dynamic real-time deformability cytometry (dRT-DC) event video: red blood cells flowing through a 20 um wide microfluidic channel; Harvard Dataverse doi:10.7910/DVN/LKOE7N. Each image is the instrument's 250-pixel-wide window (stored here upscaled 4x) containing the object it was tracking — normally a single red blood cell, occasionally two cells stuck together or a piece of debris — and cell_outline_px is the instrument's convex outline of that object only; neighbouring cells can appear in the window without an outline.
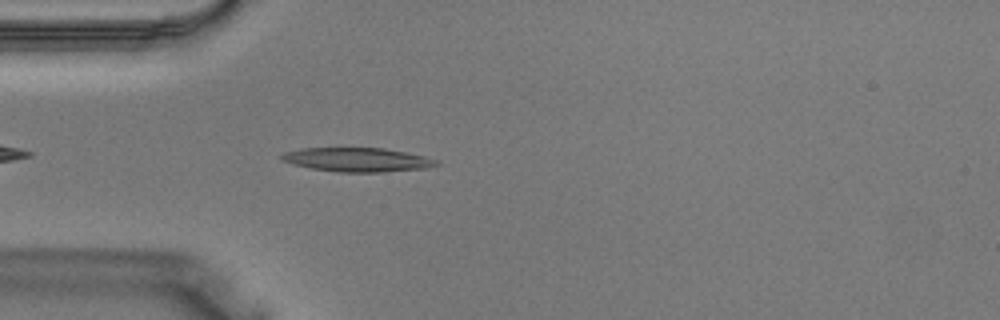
{"species": "Egyptian fruit bat (a non-hibernating species)", "species_latin": "Rousettus aegyptiacus", "temperature_condition": "warm", "stored_images_in_passage": 31, "camera_frame_rate_fps": 3000, "um_per_image_px": 0.085, "animal": {"sex": "male"}, "frame": {"image": 1, "passage_image": 3, "time_ms": 0.667, "image_size_px": [1000, 320], "cell_outline_px": [[440, 164], [424, 168], [384, 172], [336, 172], [312, 168], [292, 164], [280, 160], [280, 156], [284, 152], [304, 148], [384, 148], [424, 156], [436, 160]], "centroid_in_image_um": [30.33, 13.58], "position_along_channel_um": 54.7, "area_um2": 21.5}}
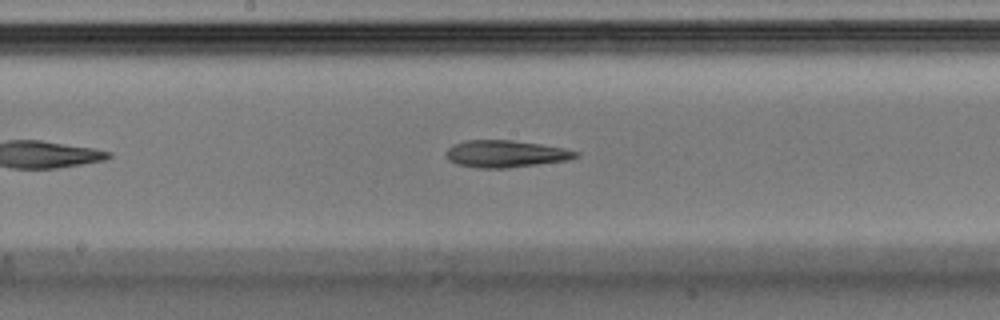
{"frame": {"image": 2, "passage_image": 12, "time_ms": 3.667, "image_size_px": [1000, 320], "cell_outline_px": [[580, 156], [568, 160], [508, 168], [476, 168], [456, 164], [448, 160], [448, 148], [464, 140], [512, 140], [540, 144], [564, 148], [580, 152]], "centroid_in_image_um": [43.01, 13.08], "position_along_channel_um": 205.2, "area_um2": 20.4}}
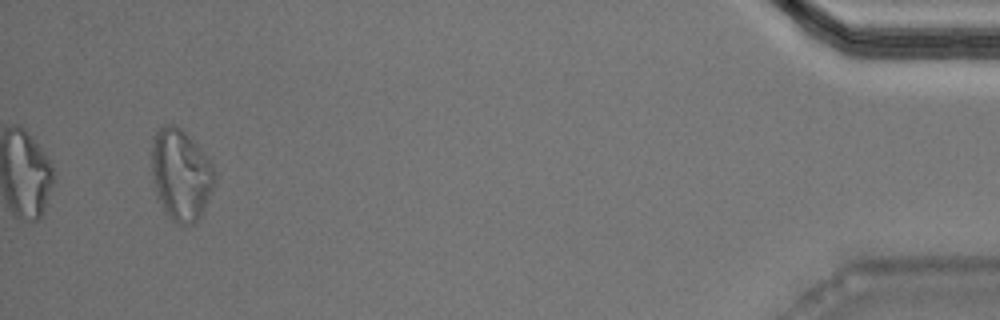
{"frame": {"image": 3, "passage_image": 29, "time_ms": 9.333, "image_size_px": [1000, 320], "cell_outline_px": [[216, 176], [212, 188], [204, 208], [200, 216], [192, 224], [180, 224], [172, 220], [164, 208], [156, 192], [152, 180], [152, 136], [164, 124], [176, 124], [200, 148], [212, 164]], "centroid_in_image_um": [15.36, 14.81], "position_along_channel_um": 419.8, "area_um2": 33.06}}